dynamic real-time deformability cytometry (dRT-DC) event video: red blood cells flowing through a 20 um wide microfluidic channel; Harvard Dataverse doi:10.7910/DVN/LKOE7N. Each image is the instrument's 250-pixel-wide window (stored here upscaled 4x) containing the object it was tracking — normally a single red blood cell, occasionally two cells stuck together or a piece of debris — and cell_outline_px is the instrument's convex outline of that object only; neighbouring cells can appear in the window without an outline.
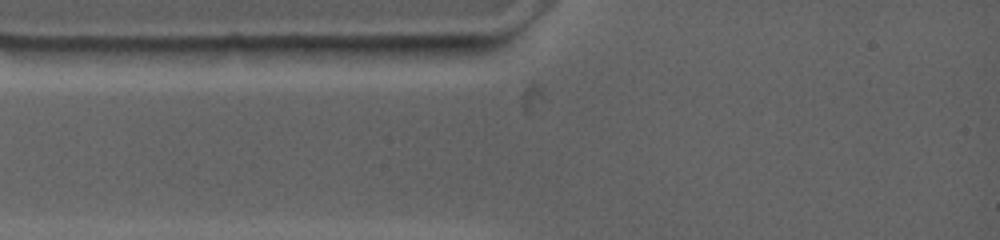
{"species": "common noctule bat (a hibernating species)", "species_latin": "Nyctalus noctula", "temperature_condition": "warm", "stored_images_in_passage": 4, "camera_frame_rate_fps": 4500, "um_per_image_px": 0.085, "animal": {"sex": "female", "body_mass_g": 19.0, "forearm_length_mm": 53.3}, "frame": {"image": 1, "passage_image": 2, "time_ms": 0.222, "image_size_px": [1000, 240], "cell_outline_px": [[436, 48], [428, 56], [300, 56], [284, 48], [296, 44], [412, 44]], "centroid_in_image_um": [30.63, 4.25], "position_along_channel_um": 54.4, "area_um2": 11.96}}